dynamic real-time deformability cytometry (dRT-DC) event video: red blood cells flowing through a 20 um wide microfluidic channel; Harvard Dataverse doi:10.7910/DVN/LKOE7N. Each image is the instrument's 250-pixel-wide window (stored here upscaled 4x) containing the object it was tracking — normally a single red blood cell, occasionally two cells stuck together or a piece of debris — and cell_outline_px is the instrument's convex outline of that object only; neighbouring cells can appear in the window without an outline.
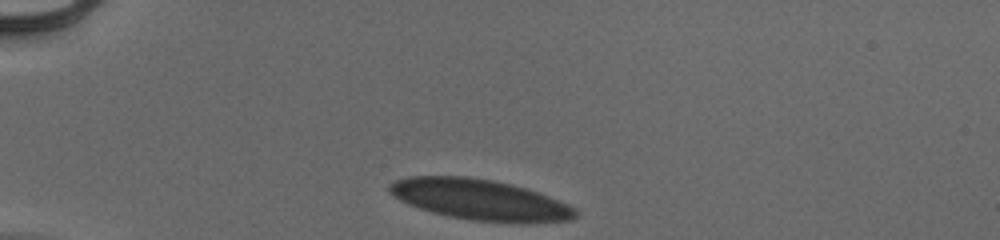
{"species": "human", "species_latin": "Homo sapiens", "temperature_condition": "cold", "stored_images_in_passage": 42, "camera_frame_rate_fps": 3000, "um_per_image_px": 0.085, "donor": {"sex": "male"}, "frame": {"image": 1, "passage_image": 1, "time_ms": 0.0, "image_size_px": [1000, 240], "cell_outline_px": [[580, 212], [572, 220], [472, 220], [448, 216], [432, 212], [408, 204], [400, 200], [388, 192], [388, 184], [396, 180], [408, 176], [468, 176], [492, 180], [524, 188], [548, 196], [568, 204], [576, 208]], "centroid_in_image_um": [40.69, 16.93], "position_along_channel_um": 44.3, "area_um2": 42.89}}
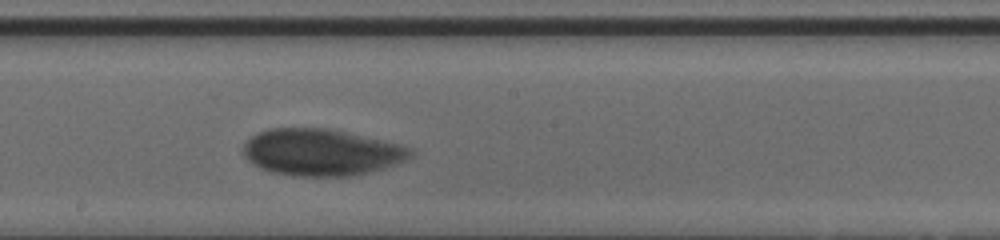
{"frame": {"image": 2, "passage_image": 19, "time_ms": 6.0, "image_size_px": [1000, 240], "cell_outline_px": [[416, 152], [412, 156], [396, 164], [368, 172], [352, 176], [292, 176], [272, 172], [260, 168], [252, 164], [244, 156], [244, 144], [252, 136], [268, 128], [328, 128], [400, 144], [412, 148]], "centroid_in_image_um": [27.32, 12.95], "position_along_channel_um": 220.9, "area_um2": 45.49}}
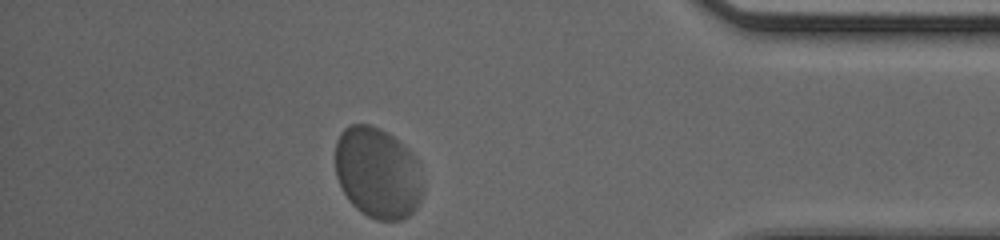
{"frame": {"image": 3, "passage_image": 36, "time_ms": 11.667, "image_size_px": [1000, 240], "cell_outline_px": [[420, 200], [416, 208], [408, 216], [400, 220], [376, 220], [360, 212], [348, 200], [336, 176], [336, 140], [340, 132], [344, 128], [352, 124], [372, 124], [380, 128], [392, 136], [408, 148], [412, 152], [420, 164]], "centroid_in_image_um": [32.08, 14.67], "position_along_channel_um": 403.1, "area_um2": 46.53}, "authors_computed_cell_mechanics": {"area_um2": 44.8817, "velocity_mm_per_s": 3.699, "shape_relaxation_time_tau1_ms": 2.4049, "shape_relaxation_time_tau2_ms": null, "deformation_change_tau1": 0.1086, "deformation_change_tau2": null}}